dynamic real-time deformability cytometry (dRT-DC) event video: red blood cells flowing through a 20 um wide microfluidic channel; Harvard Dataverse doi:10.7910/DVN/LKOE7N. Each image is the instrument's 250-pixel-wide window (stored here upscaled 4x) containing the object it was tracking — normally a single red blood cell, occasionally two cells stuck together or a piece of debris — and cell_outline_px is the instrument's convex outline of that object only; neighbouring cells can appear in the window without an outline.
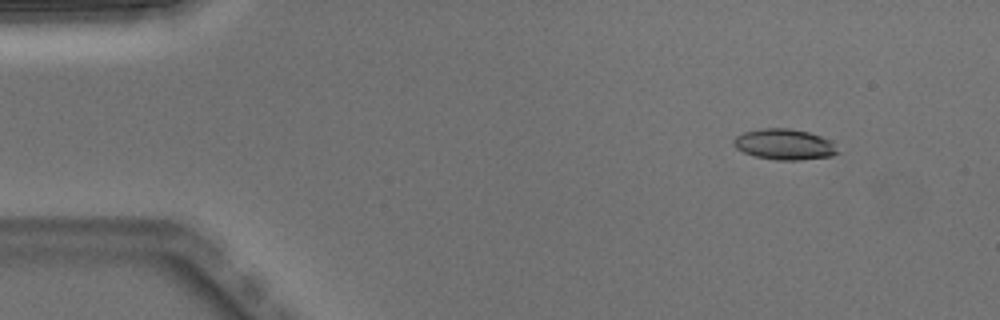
{"species": "Egyptian fruit bat (a non-hibernating species)", "species_latin": "Rousettus aegyptiacus", "temperature_condition": "warm", "stored_images_in_passage": 4, "camera_frame_rate_fps": 3000, "um_per_image_px": 0.085, "animal": {"sex": "male"}, "frame": {"image": 1, "passage_image": 1, "time_ms": 0.0, "image_size_px": [1000, 320], "cell_outline_px": [[840, 152], [832, 156], [800, 160], [776, 160], [756, 156], [744, 152], [736, 148], [732, 144], [732, 140], [736, 136], [744, 132], [760, 128], [788, 128], [808, 132], [832, 140]], "centroid_in_image_um": [66.69, 12.27], "position_along_channel_um": 18.3, "area_um2": 18.79}}
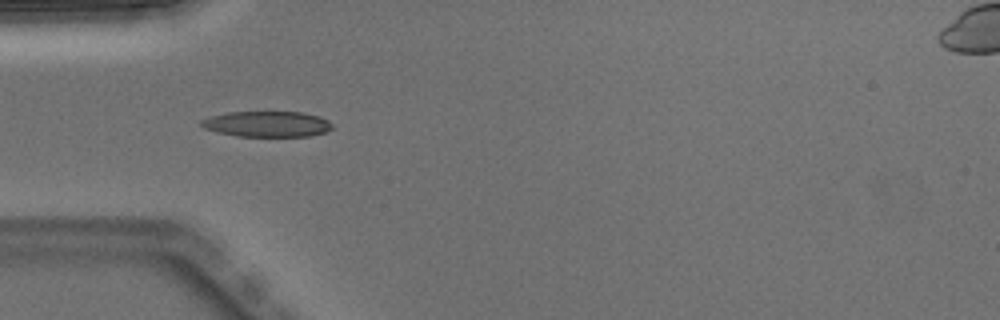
{"frame": {"image": 2, "passage_image": 4, "time_ms": 1.0, "image_size_px": [1000, 320], "cell_outline_px": [[332, 128], [324, 132], [308, 136], [236, 136], [204, 128], [200, 124], [200, 120], [212, 116], [228, 112], [304, 112], [320, 116], [328, 120], [332, 124]], "centroid_in_image_um": [22.72, 10.53], "position_along_channel_um": 62.3, "area_um2": 19.48}}